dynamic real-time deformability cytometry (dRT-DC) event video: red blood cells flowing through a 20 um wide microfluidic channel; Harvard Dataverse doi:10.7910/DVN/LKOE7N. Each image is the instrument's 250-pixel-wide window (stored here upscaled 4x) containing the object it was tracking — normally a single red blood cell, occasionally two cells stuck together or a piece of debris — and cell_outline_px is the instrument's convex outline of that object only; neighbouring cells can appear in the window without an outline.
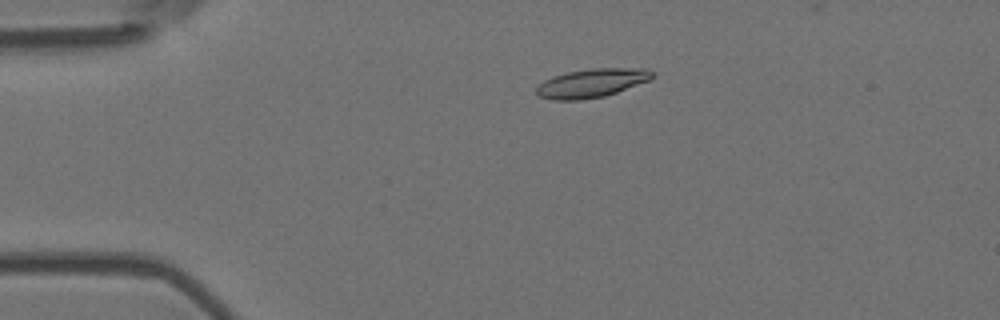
{"species": "Egyptian fruit bat (a non-hibernating species)", "species_latin": "Rousettus aegyptiacus", "temperature_condition": "room temperature", "stored_images_in_passage": 7, "camera_frame_rate_fps": 3000, "um_per_image_px": 0.085, "animal": {"sex": "female"}, "frame": {"image": 1, "passage_image": 3, "time_ms": 0.667, "image_size_px": [1000, 320], "cell_outline_px": [[656, 72], [648, 80], [616, 92], [604, 96], [580, 100], [552, 100], [540, 96], [536, 92], [536, 88], [544, 80], [552, 76], [568, 72], [592, 68], [644, 68]], "centroid_in_image_um": [50.27, 7.05], "position_along_channel_um": 34.7, "area_um2": 19.19}}
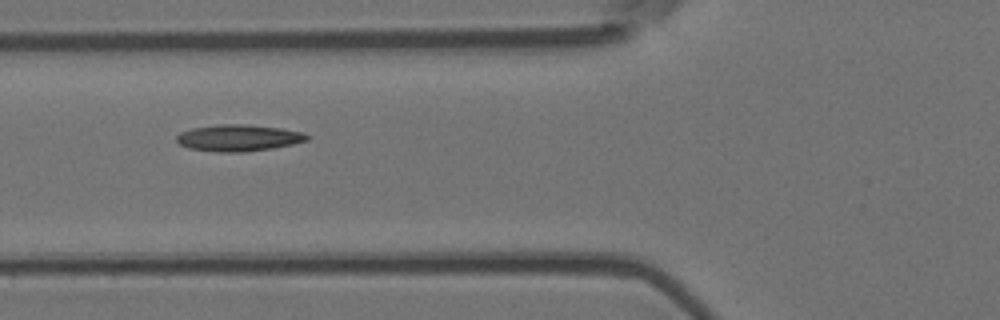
{"frame": {"image": 2, "passage_image": 5, "time_ms": 1.333, "image_size_px": [1000, 320], "cell_outline_px": [[308, 140], [292, 144], [272, 148], [244, 152], [216, 152], [188, 148], [180, 144], [176, 140], [176, 136], [180, 132], [192, 128], [216, 124], [244, 124], [284, 128], [304, 132], [308, 136]], "centroid_in_image_um": [20.26, 11.71], "position_along_channel_um": 105.5, "area_um2": 20.35}}
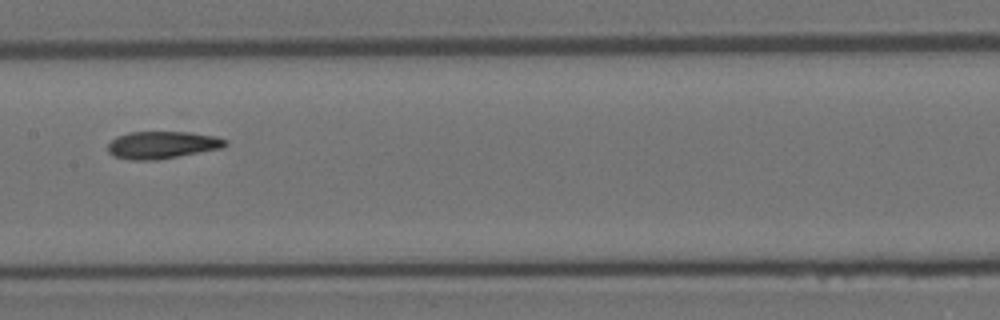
{"frame": {"image": 3, "passage_image": 7, "time_ms": 2.0, "image_size_px": [1000, 320], "cell_outline_px": [[228, 144], [220, 148], [156, 160], [132, 160], [112, 156], [108, 152], [108, 144], [116, 136], [128, 132], [188, 132], [216, 136], [228, 140]], "centroid_in_image_um": [13.75, 12.31], "position_along_channel_um": 193.6, "area_um2": 18.67}}